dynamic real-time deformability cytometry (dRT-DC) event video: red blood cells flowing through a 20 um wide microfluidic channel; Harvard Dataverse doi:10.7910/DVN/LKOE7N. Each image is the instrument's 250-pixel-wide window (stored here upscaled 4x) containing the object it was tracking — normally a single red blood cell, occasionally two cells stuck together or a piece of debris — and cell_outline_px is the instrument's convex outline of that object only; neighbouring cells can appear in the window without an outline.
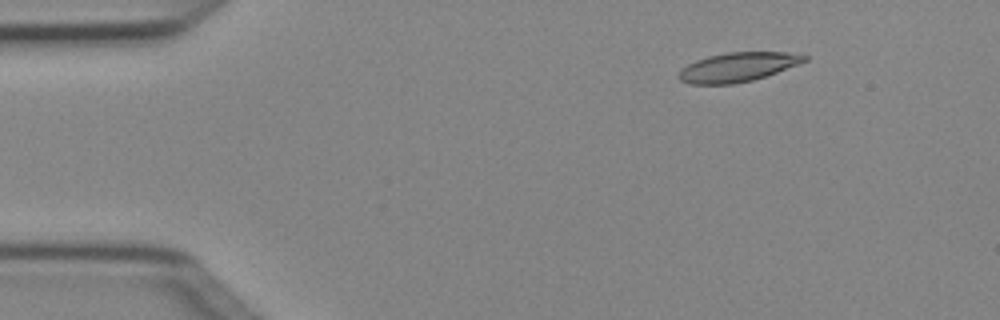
{"species": "Egyptian fruit bat (a non-hibernating species)", "species_latin": "Rousettus aegyptiacus", "temperature_condition": "cold", "stored_images_in_passage": 3, "camera_frame_rate_fps": 3000, "um_per_image_px": 0.085, "animal": {"sex": "female"}, "frame": {"image": 1, "passage_image": 1, "time_ms": 0.0, "image_size_px": [1000, 320], "cell_outline_px": [[808, 60], [776, 72], [752, 80], [732, 84], [688, 84], [680, 80], [676, 76], [680, 68], [696, 60], [708, 56], [728, 52], [788, 52], [808, 56]], "centroid_in_image_um": [62.65, 5.7], "position_along_channel_um": 22.4, "area_um2": 21.33}}